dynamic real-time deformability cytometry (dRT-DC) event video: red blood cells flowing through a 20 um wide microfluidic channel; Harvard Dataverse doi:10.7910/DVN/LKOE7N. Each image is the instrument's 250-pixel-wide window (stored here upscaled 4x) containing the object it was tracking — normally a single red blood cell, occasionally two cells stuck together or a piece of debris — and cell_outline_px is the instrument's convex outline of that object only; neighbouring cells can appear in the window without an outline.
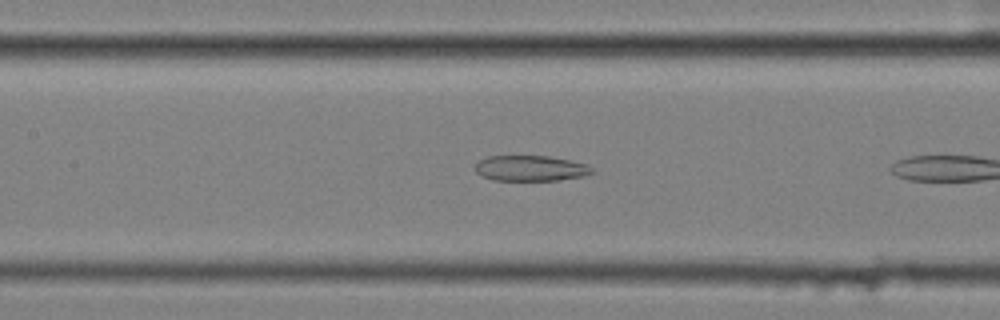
{"species": "common noctule bat (a hibernating species)", "species_latin": "Nyctalus noctula", "temperature_condition": "cold", "stored_images_in_passage": 6, "camera_frame_rate_fps": 3000, "um_per_image_px": 0.085, "animal": {"sex": "female", "body_mass_g": 25.1}, "frame": {"image": 1, "passage_image": 5, "time_ms": 1.333, "image_size_px": [1000, 320], "cell_outline_px": [[596, 172], [584, 176], [556, 180], [492, 180], [480, 176], [476, 172], [476, 164], [480, 160], [488, 156], [548, 156], [588, 164]], "centroid_in_image_um": [45.11, 14.31], "position_along_channel_um": 162.3, "area_um2": 17.4}}